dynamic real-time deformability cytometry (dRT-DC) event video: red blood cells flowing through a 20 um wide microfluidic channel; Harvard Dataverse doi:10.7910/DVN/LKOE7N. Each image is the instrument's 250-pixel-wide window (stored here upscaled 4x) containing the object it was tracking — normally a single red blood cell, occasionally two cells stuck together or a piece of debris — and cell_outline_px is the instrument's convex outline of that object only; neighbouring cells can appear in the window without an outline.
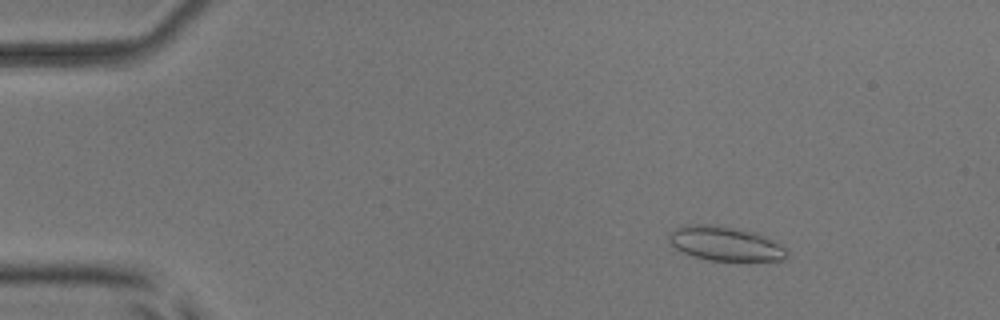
{"species": "common noctule bat (a hibernating species)", "species_latin": "Nyctalus noctula", "temperature_condition": "room temperature", "stored_images_in_passage": 49, "camera_frame_rate_fps": 3000, "um_per_image_px": 0.085, "animal": {"sex": "male", "body_mass_g": 17.9, "forearm_length_mm": 54.2}, "frame": {"image": 1, "passage_image": 4, "time_ms": 1.0, "image_size_px": [1000, 320], "cell_outline_px": [[788, 256], [784, 260], [708, 260], [692, 256], [676, 248], [668, 240], [668, 232], [676, 228], [688, 224], [708, 224], [756, 232], [768, 236], [776, 240], [788, 248]], "centroid_in_image_um": [61.7, 20.7], "position_along_channel_um": 23.3, "area_um2": 23.76}}
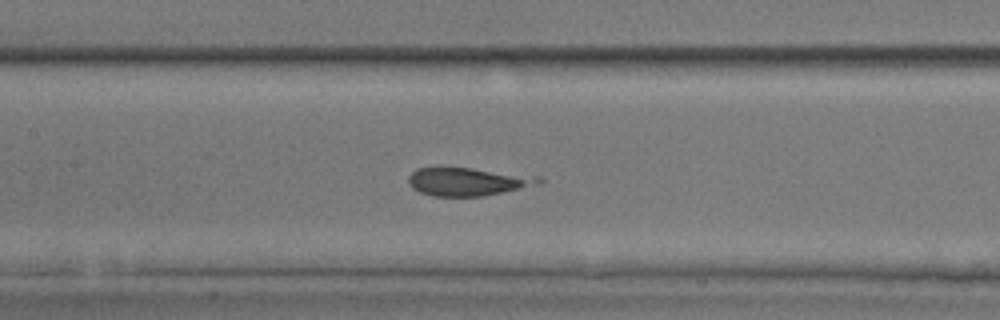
{"frame": {"image": 2, "passage_image": 22, "time_ms": 7.0, "image_size_px": [1000, 320], "cell_outline_px": [[544, 180], [540, 184], [480, 196], [432, 196], [420, 192], [412, 188], [408, 184], [408, 176], [416, 168], [472, 168], [540, 176]], "centroid_in_image_um": [39.75, 15.43], "position_along_channel_um": 167.7, "area_um2": 21.21}}
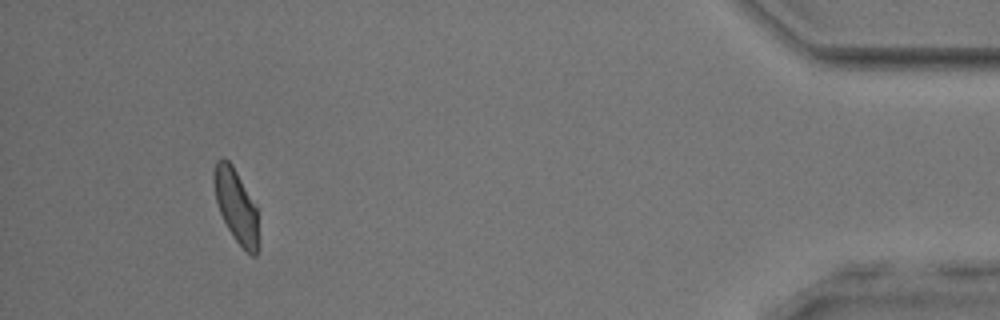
{"frame": {"image": 3, "passage_image": 46, "time_ms": 15.0, "image_size_px": [1000, 320], "cell_outline_px": [[256, 256], [252, 256], [232, 236], [220, 212], [216, 200], [212, 180], [212, 176], [216, 160], [220, 156], [224, 156], [232, 164], [256, 208]], "centroid_in_image_um": [19.99, 17.39], "position_along_channel_um": 415.2, "area_um2": 18.38}}